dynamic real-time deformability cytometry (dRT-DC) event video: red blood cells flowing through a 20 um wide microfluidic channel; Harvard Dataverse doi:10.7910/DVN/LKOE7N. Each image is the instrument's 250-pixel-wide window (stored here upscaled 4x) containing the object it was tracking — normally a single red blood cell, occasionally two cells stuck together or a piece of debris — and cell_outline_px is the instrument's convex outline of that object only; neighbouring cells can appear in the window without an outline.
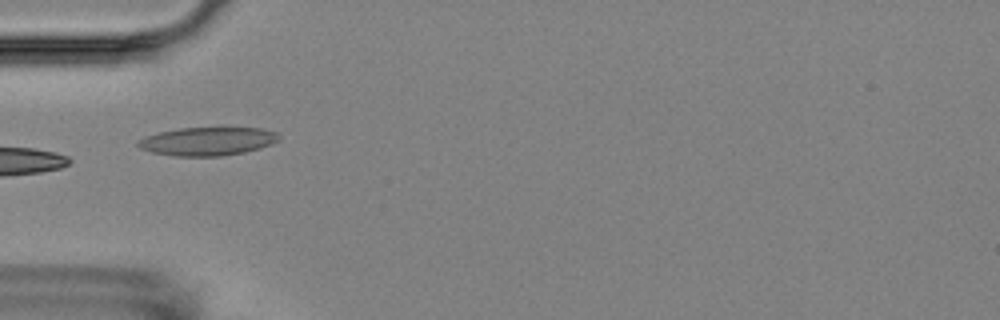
{"species": "Egyptian fruit bat (a non-hibernating species)", "species_latin": "Rousettus aegyptiacus", "temperature_condition": "room temperature", "stored_images_in_passage": 11, "camera_frame_rate_fps": 3000, "um_per_image_px": 0.085, "animal": {"sex": "female"}, "frame": {"image": 1, "passage_image": 5, "time_ms": 5.667, "image_size_px": [1000, 320], "cell_outline_px": [[280, 140], [272, 144], [260, 148], [244, 152], [220, 156], [172, 156], [152, 152], [140, 148], [136, 144], [136, 140], [144, 136], [160, 132], [180, 128], [260, 128], [276, 132], [280, 136]], "centroid_in_image_um": [17.62, 12.01], "position_along_channel_um": 67.4, "area_um2": 23.35}}
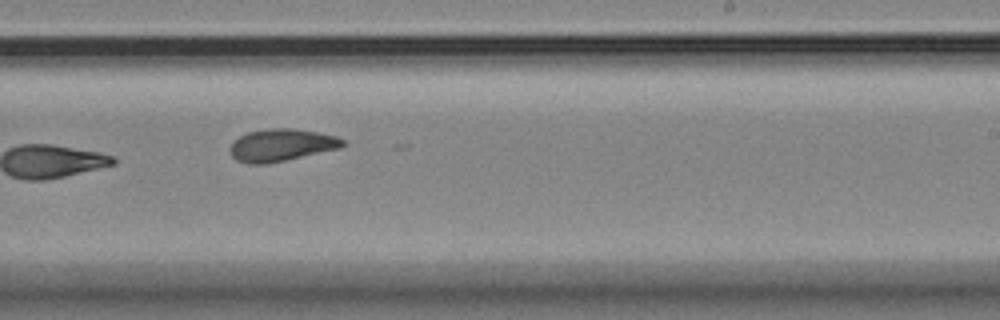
{"frame": {"image": 2, "passage_image": 10, "time_ms": 11.333, "image_size_px": [1000, 320], "cell_outline_px": [[344, 144], [340, 148], [268, 164], [248, 164], [236, 160], [232, 156], [228, 148], [240, 136], [248, 132], [268, 128], [292, 128], [316, 132], [336, 136], [344, 140]], "centroid_in_image_um": [23.89, 12.34], "position_along_channel_um": 265.1, "area_um2": 21.15}}
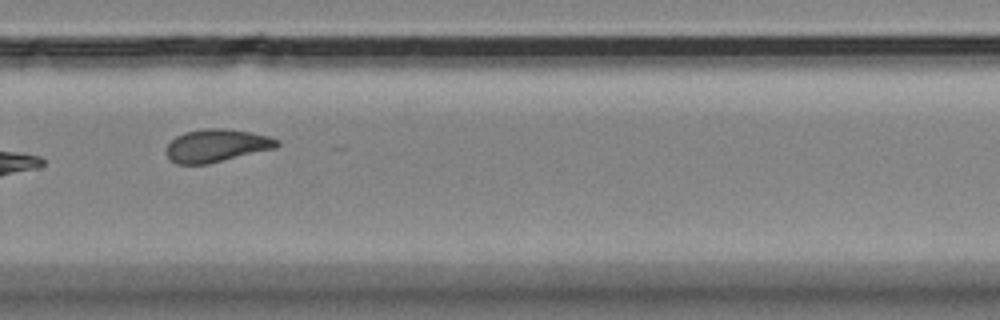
{"frame": {"image": 3, "passage_image": 11, "time_ms": 12.667, "image_size_px": [1000, 320], "cell_outline_px": [[280, 144], [276, 148], [208, 164], [176, 164], [168, 156], [168, 144], [176, 136], [184, 132], [204, 128], [224, 128], [252, 132], [268, 136], [276, 140]], "centroid_in_image_um": [18.42, 12.37], "position_along_channel_um": 311.4, "area_um2": 21.04}}